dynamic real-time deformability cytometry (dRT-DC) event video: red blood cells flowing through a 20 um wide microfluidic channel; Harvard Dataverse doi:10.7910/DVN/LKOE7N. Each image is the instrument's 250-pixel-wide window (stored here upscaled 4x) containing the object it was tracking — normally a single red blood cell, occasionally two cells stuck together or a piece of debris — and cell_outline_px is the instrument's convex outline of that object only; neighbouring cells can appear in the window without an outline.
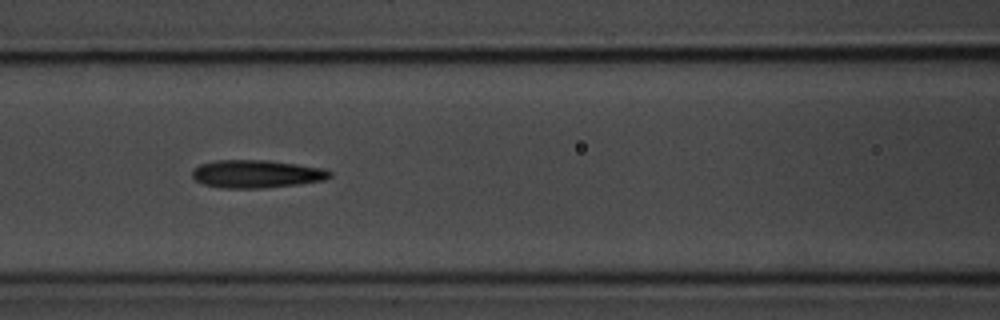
{"species": "common noctule bat (a hibernating species)", "species_latin": "Nyctalus noctula", "temperature_condition": "room temperature", "stored_images_in_passage": 4, "camera_frame_rate_fps": 3000, "um_per_image_px": 0.085, "animal": {"sex": "male", "body_mass_g": 20.1, "forearm_length_mm": 53.5}, "frame": {"image": 1, "passage_image": 3, "time_ms": 2.0, "image_size_px": [1000, 320], "cell_outline_px": [[332, 176], [324, 180], [300, 184], [264, 188], [220, 188], [204, 184], [196, 180], [192, 176], [192, 168], [200, 164], [216, 160], [268, 160], [324, 168], [332, 172]], "centroid_in_image_um": [21.8, 14.78], "position_along_channel_um": 144.8, "area_um2": 22.54}}
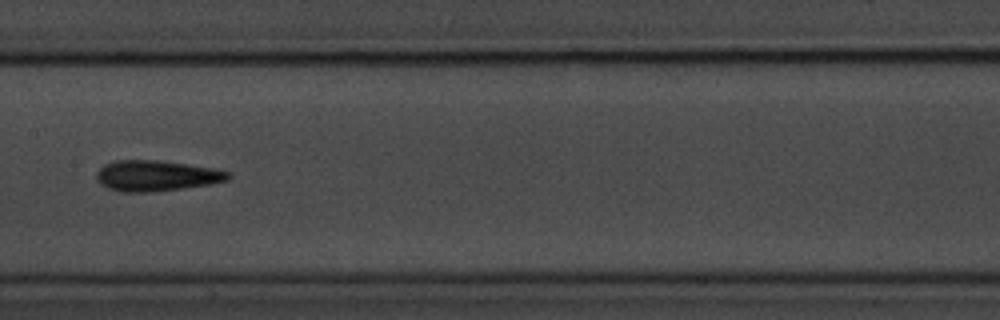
{"frame": {"image": 2, "passage_image": 4, "time_ms": 3.333, "image_size_px": [1000, 320], "cell_outline_px": [[232, 176], [228, 180], [212, 184], [152, 192], [124, 192], [108, 188], [100, 184], [96, 180], [96, 172], [104, 164], [116, 160], [156, 160], [216, 168], [232, 172]], "centroid_in_image_um": [13.31, 14.94], "position_along_channel_um": 194.1, "area_um2": 23.76}}